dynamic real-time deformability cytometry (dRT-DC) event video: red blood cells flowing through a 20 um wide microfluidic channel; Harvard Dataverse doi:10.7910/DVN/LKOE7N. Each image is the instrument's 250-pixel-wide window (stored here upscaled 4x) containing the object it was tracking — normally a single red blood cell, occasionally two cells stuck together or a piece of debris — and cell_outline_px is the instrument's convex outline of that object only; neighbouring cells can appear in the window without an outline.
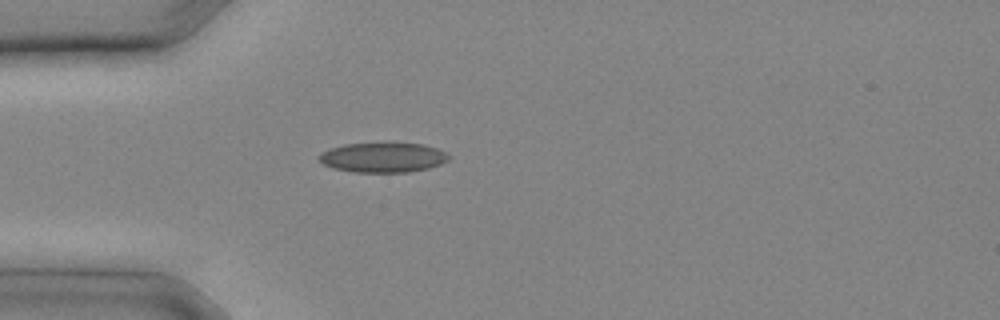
{"species": "common noctule bat (a hibernating species)", "species_latin": "Nyctalus noctula", "temperature_condition": "cold", "stored_images_in_passage": 8, "camera_frame_rate_fps": 3000, "um_per_image_px": 0.085, "animal": {"sex": "male", "body_mass_g": 20.4}, "frame": {"image": 1, "passage_image": 1, "time_ms": 0.0, "image_size_px": [1000, 320], "cell_outline_px": [[452, 156], [448, 160], [440, 164], [428, 168], [408, 172], [356, 172], [336, 168], [324, 164], [316, 156], [320, 152], [328, 148], [344, 144], [424, 144], [448, 152]], "centroid_in_image_um": [32.56, 13.38], "position_along_channel_um": 52.4, "area_um2": 22.37}}
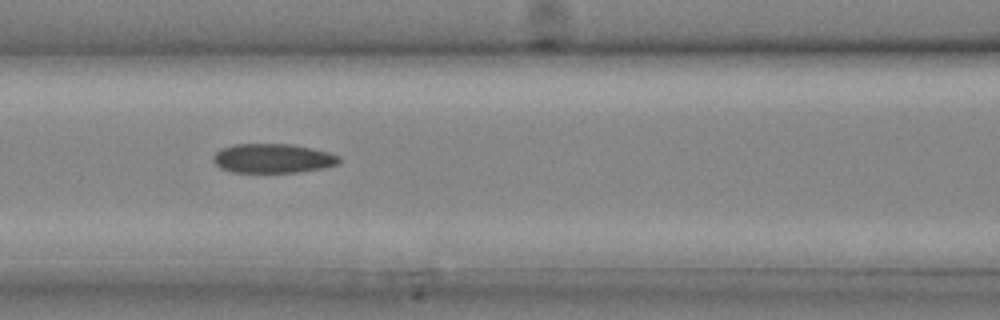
{"frame": {"image": 2, "passage_image": 5, "time_ms": 1.333, "image_size_px": [1000, 320], "cell_outline_px": [[340, 164], [324, 168], [300, 172], [232, 172], [220, 168], [212, 160], [212, 156], [220, 148], [232, 144], [292, 144], [328, 152], [340, 156]], "centroid_in_image_um": [23.18, 13.46], "position_along_channel_um": 143.4, "area_um2": 21.68}}
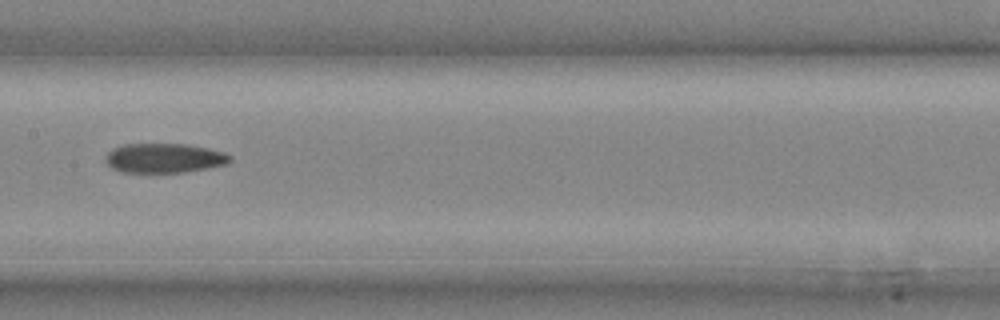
{"frame": {"image": 3, "passage_image": 7, "time_ms": 2.0, "image_size_px": [1000, 320], "cell_outline_px": [[232, 160], [228, 164], [184, 172], [120, 172], [112, 168], [104, 160], [104, 156], [112, 148], [124, 144], [188, 144], [208, 148], [224, 152], [232, 156]], "centroid_in_image_um": [13.95, 13.43], "position_along_channel_um": 193.4, "area_um2": 21.56}}